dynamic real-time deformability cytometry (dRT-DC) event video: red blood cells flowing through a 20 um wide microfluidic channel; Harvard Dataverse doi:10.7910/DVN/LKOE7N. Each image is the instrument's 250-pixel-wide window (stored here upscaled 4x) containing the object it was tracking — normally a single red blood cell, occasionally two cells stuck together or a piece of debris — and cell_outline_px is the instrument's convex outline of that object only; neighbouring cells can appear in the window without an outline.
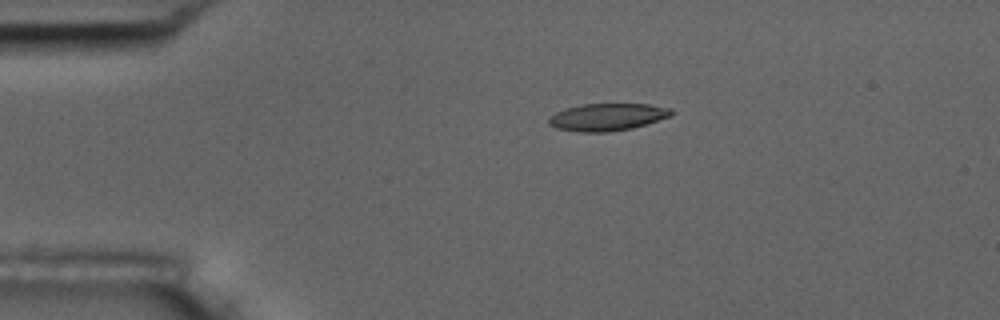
{"species": "common noctule bat (a hibernating species)", "species_latin": "Nyctalus noctula", "temperature_condition": "room temperature", "stored_images_in_passage": 6, "camera_frame_rate_fps": 3000, "um_per_image_px": 0.085, "animal": {"sex": "male", "body_mass_g": 17.5, "forearm_length_mm": 52.3}, "frame": {"image": 1, "passage_image": 4, "time_ms": 1.0, "image_size_px": [1000, 320], "cell_outline_px": [[672, 116], [632, 128], [608, 132], [580, 132], [556, 128], [548, 124], [548, 116], [564, 108], [584, 104], [648, 104], [672, 108]], "centroid_in_image_um": [51.6, 9.94], "position_along_channel_um": 33.4, "area_um2": 19.59}}
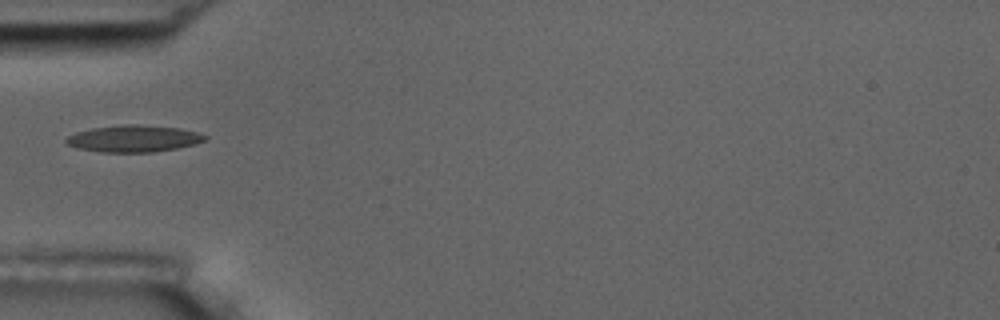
{"frame": {"image": 2, "passage_image": 6, "time_ms": 1.667, "image_size_px": [1000, 320], "cell_outline_px": [[208, 136], [204, 140], [196, 144], [176, 148], [152, 152], [100, 152], [76, 148], [68, 144], [64, 140], [68, 136], [76, 132], [92, 128], [124, 124], [136, 124], [180, 128], [196, 132]], "centroid_in_image_um": [11.34, 11.78], "position_along_channel_um": 73.7, "area_um2": 21.62}}